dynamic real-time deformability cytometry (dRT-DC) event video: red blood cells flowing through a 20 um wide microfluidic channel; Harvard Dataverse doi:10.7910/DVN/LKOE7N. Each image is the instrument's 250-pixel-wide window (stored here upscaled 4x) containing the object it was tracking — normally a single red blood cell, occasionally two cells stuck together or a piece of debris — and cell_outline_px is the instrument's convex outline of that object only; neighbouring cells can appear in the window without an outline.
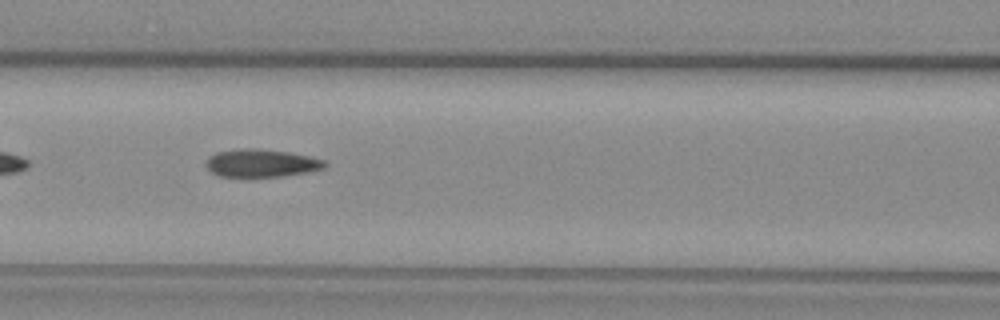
{"species": "common noctule bat (a hibernating species)", "species_latin": "Nyctalus noctula", "temperature_condition": "warm", "stored_images_in_passage": 27, "camera_frame_rate_fps": 3000, "um_per_image_px": 0.085, "animal": {"sex": "female", "body_mass_g": 29.2, "forearm_length_mm": 56.3}, "frame": {"image": 1, "passage_image": 8, "time_ms": 2.333, "image_size_px": [1000, 320], "cell_outline_px": [[328, 164], [324, 168], [284, 176], [220, 176], [212, 172], [208, 168], [208, 156], [216, 152], [244, 148], [256, 148], [288, 152], [308, 156], [324, 160]], "centroid_in_image_um": [22.22, 13.85], "position_along_channel_um": 144.4, "area_um2": 18.9}, "authors_computed_cell_mechanics": {"area_um2": 19.2474, "velocity_mm_per_s": 4.1028, "shape_relaxation_time_tau1_ms": null, "shape_relaxation_time_tau2_ms": 2.5416, "deformation_change_tau1": null, "deformation_change_tau2": 0.1106}}